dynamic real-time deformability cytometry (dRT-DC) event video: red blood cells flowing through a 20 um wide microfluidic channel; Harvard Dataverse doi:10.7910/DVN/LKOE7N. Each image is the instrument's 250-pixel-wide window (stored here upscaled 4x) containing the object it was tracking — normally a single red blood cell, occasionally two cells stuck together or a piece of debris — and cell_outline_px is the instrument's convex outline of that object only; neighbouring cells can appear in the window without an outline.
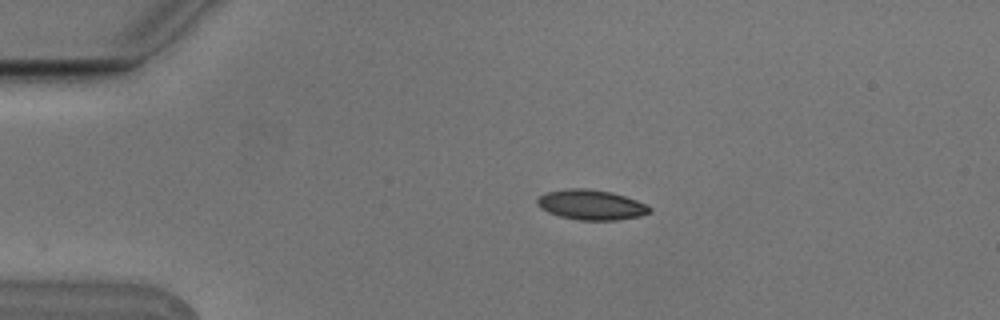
{"species": "Egyptian fruit bat (a non-hibernating species)", "species_latin": "Rousettus aegyptiacus", "temperature_condition": "cold", "stored_images_in_passage": 6, "camera_frame_rate_fps": 3000, "um_per_image_px": 0.085, "animal": {"sex": "male"}, "frame": {"image": 1, "passage_image": 3, "time_ms": 0.667, "image_size_px": [1000, 320], "cell_outline_px": [[652, 212], [640, 216], [616, 220], [580, 220], [560, 216], [548, 212], [540, 208], [536, 204], [536, 200], [540, 196], [548, 192], [568, 188], [588, 188], [612, 192], [636, 200], [652, 208]], "centroid_in_image_um": [50.25, 17.4], "position_along_channel_um": 34.8, "area_um2": 19.65}}